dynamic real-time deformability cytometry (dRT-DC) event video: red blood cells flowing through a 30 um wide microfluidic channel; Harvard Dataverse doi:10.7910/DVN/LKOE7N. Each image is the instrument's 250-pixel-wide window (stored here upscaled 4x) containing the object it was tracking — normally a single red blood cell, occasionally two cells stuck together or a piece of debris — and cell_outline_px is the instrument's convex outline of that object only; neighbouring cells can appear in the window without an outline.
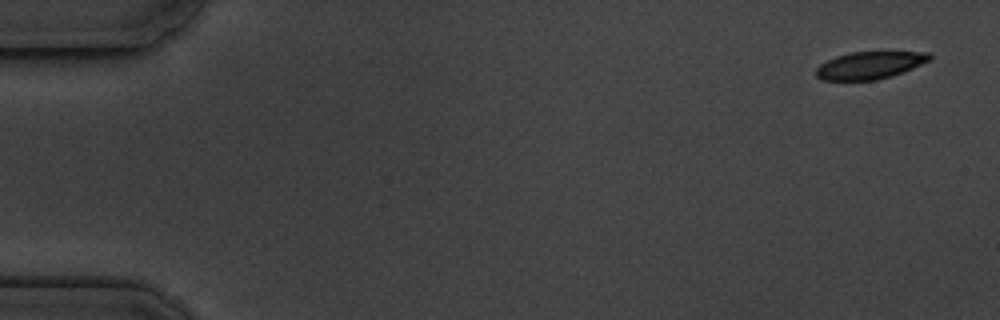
{"species": "common noctule bat (a hibernating species)", "species_latin": "Nyctalus noctula", "temperature_condition": "cold", "stored_images_in_passage": 4, "camera_frame_rate_fps": 3000, "um_per_image_px": 0.085, "animal": {"sex": "male", "body_mass_g": 19.5, "forearm_length_mm": 54.6}, "frame": {"image": 1, "passage_image": 1, "time_ms": 0.0, "image_size_px": [1000, 320], "cell_outline_px": [[932, 60], [892, 76], [876, 80], [820, 80], [816, 76], [816, 68], [820, 64], [836, 56], [852, 52], [928, 52], [932, 56]], "centroid_in_image_um": [73.93, 5.55], "position_along_channel_um": 11.1, "area_um2": 18.09}}